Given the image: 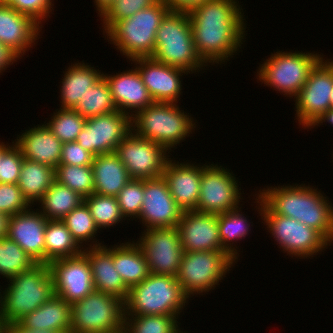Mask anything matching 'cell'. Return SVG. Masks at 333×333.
<instances>
[{"instance_id":"7bdbcfd3","label":"cell","mask_w":333,"mask_h":333,"mask_svg":"<svg viewBox=\"0 0 333 333\" xmlns=\"http://www.w3.org/2000/svg\"><path fill=\"white\" fill-rule=\"evenodd\" d=\"M144 197V180L131 179L117 194L116 198L125 219L139 218ZM129 218V219H128Z\"/></svg>"},{"instance_id":"f35d334b","label":"cell","mask_w":333,"mask_h":333,"mask_svg":"<svg viewBox=\"0 0 333 333\" xmlns=\"http://www.w3.org/2000/svg\"><path fill=\"white\" fill-rule=\"evenodd\" d=\"M95 225L100 229H109L125 221L116 197L92 194L84 198Z\"/></svg>"},{"instance_id":"d6a6232c","label":"cell","mask_w":333,"mask_h":333,"mask_svg":"<svg viewBox=\"0 0 333 333\" xmlns=\"http://www.w3.org/2000/svg\"><path fill=\"white\" fill-rule=\"evenodd\" d=\"M82 202H84V198L76 191L55 180L38 201V207L40 208L38 210L47 220H62Z\"/></svg>"},{"instance_id":"83f0119b","label":"cell","mask_w":333,"mask_h":333,"mask_svg":"<svg viewBox=\"0 0 333 333\" xmlns=\"http://www.w3.org/2000/svg\"><path fill=\"white\" fill-rule=\"evenodd\" d=\"M94 193L116 197L131 180L124 164L115 152L93 158Z\"/></svg>"},{"instance_id":"11a10c76","label":"cell","mask_w":333,"mask_h":333,"mask_svg":"<svg viewBox=\"0 0 333 333\" xmlns=\"http://www.w3.org/2000/svg\"><path fill=\"white\" fill-rule=\"evenodd\" d=\"M10 143L0 141V161L2 160L3 153L10 147Z\"/></svg>"},{"instance_id":"ee69618b","label":"cell","mask_w":333,"mask_h":333,"mask_svg":"<svg viewBox=\"0 0 333 333\" xmlns=\"http://www.w3.org/2000/svg\"><path fill=\"white\" fill-rule=\"evenodd\" d=\"M32 205L23 196L18 184L0 183V211L10 216L27 211Z\"/></svg>"},{"instance_id":"f546056e","label":"cell","mask_w":333,"mask_h":333,"mask_svg":"<svg viewBox=\"0 0 333 333\" xmlns=\"http://www.w3.org/2000/svg\"><path fill=\"white\" fill-rule=\"evenodd\" d=\"M134 241H125V243L112 246L115 270L121 275L129 289L150 275L144 253Z\"/></svg>"},{"instance_id":"7dc6e473","label":"cell","mask_w":333,"mask_h":333,"mask_svg":"<svg viewBox=\"0 0 333 333\" xmlns=\"http://www.w3.org/2000/svg\"><path fill=\"white\" fill-rule=\"evenodd\" d=\"M94 156L82 148L76 141L62 143L60 164L73 166H91Z\"/></svg>"},{"instance_id":"ac0fdd59","label":"cell","mask_w":333,"mask_h":333,"mask_svg":"<svg viewBox=\"0 0 333 333\" xmlns=\"http://www.w3.org/2000/svg\"><path fill=\"white\" fill-rule=\"evenodd\" d=\"M182 213L162 176L144 180V197L138 218L144 229L177 227Z\"/></svg>"},{"instance_id":"603a6c76","label":"cell","mask_w":333,"mask_h":333,"mask_svg":"<svg viewBox=\"0 0 333 333\" xmlns=\"http://www.w3.org/2000/svg\"><path fill=\"white\" fill-rule=\"evenodd\" d=\"M186 161L181 163L169 158L162 177L182 211H192L196 210L200 195L202 165Z\"/></svg>"},{"instance_id":"52a82bcc","label":"cell","mask_w":333,"mask_h":333,"mask_svg":"<svg viewBox=\"0 0 333 333\" xmlns=\"http://www.w3.org/2000/svg\"><path fill=\"white\" fill-rule=\"evenodd\" d=\"M7 282L8 287L3 289L1 314L5 324L18 322L55 295L48 264H36Z\"/></svg>"},{"instance_id":"94428289","label":"cell","mask_w":333,"mask_h":333,"mask_svg":"<svg viewBox=\"0 0 333 333\" xmlns=\"http://www.w3.org/2000/svg\"><path fill=\"white\" fill-rule=\"evenodd\" d=\"M330 108H333V88H332V93L330 95Z\"/></svg>"},{"instance_id":"c3c4849f","label":"cell","mask_w":333,"mask_h":333,"mask_svg":"<svg viewBox=\"0 0 333 333\" xmlns=\"http://www.w3.org/2000/svg\"><path fill=\"white\" fill-rule=\"evenodd\" d=\"M170 11L189 13L195 7L211 0H163Z\"/></svg>"},{"instance_id":"2e32d148","label":"cell","mask_w":333,"mask_h":333,"mask_svg":"<svg viewBox=\"0 0 333 333\" xmlns=\"http://www.w3.org/2000/svg\"><path fill=\"white\" fill-rule=\"evenodd\" d=\"M132 132V117L119 110L87 118L76 142L94 157L116 151L118 144Z\"/></svg>"},{"instance_id":"680465c9","label":"cell","mask_w":333,"mask_h":333,"mask_svg":"<svg viewBox=\"0 0 333 333\" xmlns=\"http://www.w3.org/2000/svg\"><path fill=\"white\" fill-rule=\"evenodd\" d=\"M3 289L2 287H0ZM0 289V316L2 314V298H3V291Z\"/></svg>"},{"instance_id":"5b68a950","label":"cell","mask_w":333,"mask_h":333,"mask_svg":"<svg viewBox=\"0 0 333 333\" xmlns=\"http://www.w3.org/2000/svg\"><path fill=\"white\" fill-rule=\"evenodd\" d=\"M169 12L165 2L160 0L132 17L115 23L105 33V39L107 38L129 63L136 58L151 57L155 49L156 32Z\"/></svg>"},{"instance_id":"4dcf8cb0","label":"cell","mask_w":333,"mask_h":333,"mask_svg":"<svg viewBox=\"0 0 333 333\" xmlns=\"http://www.w3.org/2000/svg\"><path fill=\"white\" fill-rule=\"evenodd\" d=\"M54 181L55 169L31 160H23L17 184L31 205L37 204Z\"/></svg>"},{"instance_id":"9c48e42d","label":"cell","mask_w":333,"mask_h":333,"mask_svg":"<svg viewBox=\"0 0 333 333\" xmlns=\"http://www.w3.org/2000/svg\"><path fill=\"white\" fill-rule=\"evenodd\" d=\"M256 210L266 230L279 245L283 253L291 258L309 259L324 252L331 244L315 229L296 219L273 214L258 194H255ZM258 205V206H257Z\"/></svg>"},{"instance_id":"484cf974","label":"cell","mask_w":333,"mask_h":333,"mask_svg":"<svg viewBox=\"0 0 333 333\" xmlns=\"http://www.w3.org/2000/svg\"><path fill=\"white\" fill-rule=\"evenodd\" d=\"M110 246L105 244L97 247H86L83 249V254L91 266L95 291L111 294L125 301L129 288L115 270L112 245Z\"/></svg>"},{"instance_id":"681fc988","label":"cell","mask_w":333,"mask_h":333,"mask_svg":"<svg viewBox=\"0 0 333 333\" xmlns=\"http://www.w3.org/2000/svg\"><path fill=\"white\" fill-rule=\"evenodd\" d=\"M18 60L19 58L11 50L0 43V75Z\"/></svg>"},{"instance_id":"d590c367","label":"cell","mask_w":333,"mask_h":333,"mask_svg":"<svg viewBox=\"0 0 333 333\" xmlns=\"http://www.w3.org/2000/svg\"><path fill=\"white\" fill-rule=\"evenodd\" d=\"M74 110L86 119L117 111L110 86L104 77L89 89Z\"/></svg>"},{"instance_id":"74e56055","label":"cell","mask_w":333,"mask_h":333,"mask_svg":"<svg viewBox=\"0 0 333 333\" xmlns=\"http://www.w3.org/2000/svg\"><path fill=\"white\" fill-rule=\"evenodd\" d=\"M179 322L167 315H125L124 328L127 333H184Z\"/></svg>"},{"instance_id":"9a60e30c","label":"cell","mask_w":333,"mask_h":333,"mask_svg":"<svg viewBox=\"0 0 333 333\" xmlns=\"http://www.w3.org/2000/svg\"><path fill=\"white\" fill-rule=\"evenodd\" d=\"M160 144L138 137L133 131L117 146L115 153L131 179L160 177L171 153ZM170 154V155H169Z\"/></svg>"},{"instance_id":"d4e9b609","label":"cell","mask_w":333,"mask_h":333,"mask_svg":"<svg viewBox=\"0 0 333 333\" xmlns=\"http://www.w3.org/2000/svg\"><path fill=\"white\" fill-rule=\"evenodd\" d=\"M13 140L22 157L55 169L60 164L62 142L45 123L25 129Z\"/></svg>"},{"instance_id":"ba28073f","label":"cell","mask_w":333,"mask_h":333,"mask_svg":"<svg viewBox=\"0 0 333 333\" xmlns=\"http://www.w3.org/2000/svg\"><path fill=\"white\" fill-rule=\"evenodd\" d=\"M325 55L314 52L277 51L260 64L257 81L290 99L298 95L311 70Z\"/></svg>"},{"instance_id":"7a4b0ae2","label":"cell","mask_w":333,"mask_h":333,"mask_svg":"<svg viewBox=\"0 0 333 333\" xmlns=\"http://www.w3.org/2000/svg\"><path fill=\"white\" fill-rule=\"evenodd\" d=\"M264 186L257 193L273 213L296 219L333 243V204L318 188L304 183ZM325 195V196H324Z\"/></svg>"},{"instance_id":"d6986e66","label":"cell","mask_w":333,"mask_h":333,"mask_svg":"<svg viewBox=\"0 0 333 333\" xmlns=\"http://www.w3.org/2000/svg\"><path fill=\"white\" fill-rule=\"evenodd\" d=\"M154 102L178 103L182 95V77L190 73L163 64L152 57L131 60ZM179 99V100H178Z\"/></svg>"},{"instance_id":"f1b7e54d","label":"cell","mask_w":333,"mask_h":333,"mask_svg":"<svg viewBox=\"0 0 333 333\" xmlns=\"http://www.w3.org/2000/svg\"><path fill=\"white\" fill-rule=\"evenodd\" d=\"M18 323L32 330H55L71 333V304L54 295Z\"/></svg>"},{"instance_id":"4fadbf2b","label":"cell","mask_w":333,"mask_h":333,"mask_svg":"<svg viewBox=\"0 0 333 333\" xmlns=\"http://www.w3.org/2000/svg\"><path fill=\"white\" fill-rule=\"evenodd\" d=\"M230 169L222 165H202L200 195L196 210L201 213L222 214L240 207L243 202L240 183Z\"/></svg>"},{"instance_id":"cb8c5ba5","label":"cell","mask_w":333,"mask_h":333,"mask_svg":"<svg viewBox=\"0 0 333 333\" xmlns=\"http://www.w3.org/2000/svg\"><path fill=\"white\" fill-rule=\"evenodd\" d=\"M103 77L110 86L114 104L120 112L133 117L139 110L154 103L135 67L116 72V75L103 72Z\"/></svg>"},{"instance_id":"5bb4252c","label":"cell","mask_w":333,"mask_h":333,"mask_svg":"<svg viewBox=\"0 0 333 333\" xmlns=\"http://www.w3.org/2000/svg\"><path fill=\"white\" fill-rule=\"evenodd\" d=\"M141 235L136 243L144 253L150 273L176 277L184 252L177 228H149Z\"/></svg>"},{"instance_id":"1f68e13d","label":"cell","mask_w":333,"mask_h":333,"mask_svg":"<svg viewBox=\"0 0 333 333\" xmlns=\"http://www.w3.org/2000/svg\"><path fill=\"white\" fill-rule=\"evenodd\" d=\"M44 236L45 264L83 253L84 248L76 242L62 220H48Z\"/></svg>"},{"instance_id":"60d3db41","label":"cell","mask_w":333,"mask_h":333,"mask_svg":"<svg viewBox=\"0 0 333 333\" xmlns=\"http://www.w3.org/2000/svg\"><path fill=\"white\" fill-rule=\"evenodd\" d=\"M45 125L62 142H74L82 131L86 118L74 109H55Z\"/></svg>"},{"instance_id":"f5cc1de1","label":"cell","mask_w":333,"mask_h":333,"mask_svg":"<svg viewBox=\"0 0 333 333\" xmlns=\"http://www.w3.org/2000/svg\"><path fill=\"white\" fill-rule=\"evenodd\" d=\"M115 0H93L98 16L101 17L107 10L108 8L113 4Z\"/></svg>"},{"instance_id":"30bf717a","label":"cell","mask_w":333,"mask_h":333,"mask_svg":"<svg viewBox=\"0 0 333 333\" xmlns=\"http://www.w3.org/2000/svg\"><path fill=\"white\" fill-rule=\"evenodd\" d=\"M236 263L224 250L183 252L176 279L188 298L208 294Z\"/></svg>"},{"instance_id":"91938a15","label":"cell","mask_w":333,"mask_h":333,"mask_svg":"<svg viewBox=\"0 0 333 333\" xmlns=\"http://www.w3.org/2000/svg\"><path fill=\"white\" fill-rule=\"evenodd\" d=\"M109 333H127L126 329L123 327L120 330H116L114 332H109Z\"/></svg>"},{"instance_id":"816d5d0a","label":"cell","mask_w":333,"mask_h":333,"mask_svg":"<svg viewBox=\"0 0 333 333\" xmlns=\"http://www.w3.org/2000/svg\"><path fill=\"white\" fill-rule=\"evenodd\" d=\"M10 217L9 214L0 211V239L7 237Z\"/></svg>"},{"instance_id":"277c9868","label":"cell","mask_w":333,"mask_h":333,"mask_svg":"<svg viewBox=\"0 0 333 333\" xmlns=\"http://www.w3.org/2000/svg\"><path fill=\"white\" fill-rule=\"evenodd\" d=\"M151 57L190 74L206 70L207 65L196 51L188 13L170 11L164 17L156 32Z\"/></svg>"},{"instance_id":"7c38bea8","label":"cell","mask_w":333,"mask_h":333,"mask_svg":"<svg viewBox=\"0 0 333 333\" xmlns=\"http://www.w3.org/2000/svg\"><path fill=\"white\" fill-rule=\"evenodd\" d=\"M333 59V58H331ZM322 58L311 70L295 99L299 127L310 129L329 109L333 88V60Z\"/></svg>"},{"instance_id":"e0dca14e","label":"cell","mask_w":333,"mask_h":333,"mask_svg":"<svg viewBox=\"0 0 333 333\" xmlns=\"http://www.w3.org/2000/svg\"><path fill=\"white\" fill-rule=\"evenodd\" d=\"M48 265L55 295L69 304L72 305L95 291L91 266L83 253L51 261Z\"/></svg>"},{"instance_id":"7402d4cb","label":"cell","mask_w":333,"mask_h":333,"mask_svg":"<svg viewBox=\"0 0 333 333\" xmlns=\"http://www.w3.org/2000/svg\"><path fill=\"white\" fill-rule=\"evenodd\" d=\"M33 208V209H32ZM34 206L12 215L7 237L15 241L37 264H45V230L48 220Z\"/></svg>"},{"instance_id":"f907efd6","label":"cell","mask_w":333,"mask_h":333,"mask_svg":"<svg viewBox=\"0 0 333 333\" xmlns=\"http://www.w3.org/2000/svg\"><path fill=\"white\" fill-rule=\"evenodd\" d=\"M5 333H63L55 330H32L24 328L18 322L5 324Z\"/></svg>"},{"instance_id":"e575fe53","label":"cell","mask_w":333,"mask_h":333,"mask_svg":"<svg viewBox=\"0 0 333 333\" xmlns=\"http://www.w3.org/2000/svg\"><path fill=\"white\" fill-rule=\"evenodd\" d=\"M62 221L82 248H86V245L88 247L104 245L96 238V234L100 233L99 228L95 225L94 219L85 202H82L79 206L70 211Z\"/></svg>"},{"instance_id":"836d02e7","label":"cell","mask_w":333,"mask_h":333,"mask_svg":"<svg viewBox=\"0 0 333 333\" xmlns=\"http://www.w3.org/2000/svg\"><path fill=\"white\" fill-rule=\"evenodd\" d=\"M242 206L218 214V231L221 239L222 250L226 251L237 262L239 258V248L236 247L237 241L245 239L250 233V225L247 216H244L241 210ZM235 242V243H234ZM236 247V248H235ZM238 248V249H237Z\"/></svg>"},{"instance_id":"8fae6325","label":"cell","mask_w":333,"mask_h":333,"mask_svg":"<svg viewBox=\"0 0 333 333\" xmlns=\"http://www.w3.org/2000/svg\"><path fill=\"white\" fill-rule=\"evenodd\" d=\"M124 300L94 291L71 305V333H109L124 327Z\"/></svg>"},{"instance_id":"6f0895ef","label":"cell","mask_w":333,"mask_h":333,"mask_svg":"<svg viewBox=\"0 0 333 333\" xmlns=\"http://www.w3.org/2000/svg\"><path fill=\"white\" fill-rule=\"evenodd\" d=\"M14 0H0V5H11Z\"/></svg>"},{"instance_id":"9f6ffc18","label":"cell","mask_w":333,"mask_h":333,"mask_svg":"<svg viewBox=\"0 0 333 333\" xmlns=\"http://www.w3.org/2000/svg\"><path fill=\"white\" fill-rule=\"evenodd\" d=\"M0 333H5V323L0 316Z\"/></svg>"},{"instance_id":"bcb514c9","label":"cell","mask_w":333,"mask_h":333,"mask_svg":"<svg viewBox=\"0 0 333 333\" xmlns=\"http://www.w3.org/2000/svg\"><path fill=\"white\" fill-rule=\"evenodd\" d=\"M52 3L54 0H14L10 6L20 13L31 16L43 27V22L50 18L49 14L54 10Z\"/></svg>"},{"instance_id":"8d00e7d4","label":"cell","mask_w":333,"mask_h":333,"mask_svg":"<svg viewBox=\"0 0 333 333\" xmlns=\"http://www.w3.org/2000/svg\"><path fill=\"white\" fill-rule=\"evenodd\" d=\"M36 264L15 241L8 237L0 239V275L3 278L9 280L32 269Z\"/></svg>"},{"instance_id":"8992f818","label":"cell","mask_w":333,"mask_h":333,"mask_svg":"<svg viewBox=\"0 0 333 333\" xmlns=\"http://www.w3.org/2000/svg\"><path fill=\"white\" fill-rule=\"evenodd\" d=\"M189 300L175 276L150 273L129 289L124 301L125 315L179 317Z\"/></svg>"},{"instance_id":"ffe728a7","label":"cell","mask_w":333,"mask_h":333,"mask_svg":"<svg viewBox=\"0 0 333 333\" xmlns=\"http://www.w3.org/2000/svg\"><path fill=\"white\" fill-rule=\"evenodd\" d=\"M176 228L184 252L222 250L218 214L183 211Z\"/></svg>"},{"instance_id":"db71d44e","label":"cell","mask_w":333,"mask_h":333,"mask_svg":"<svg viewBox=\"0 0 333 333\" xmlns=\"http://www.w3.org/2000/svg\"><path fill=\"white\" fill-rule=\"evenodd\" d=\"M323 122H328L333 126V108H330L311 128H315L316 126L323 125Z\"/></svg>"},{"instance_id":"44dd1931","label":"cell","mask_w":333,"mask_h":333,"mask_svg":"<svg viewBox=\"0 0 333 333\" xmlns=\"http://www.w3.org/2000/svg\"><path fill=\"white\" fill-rule=\"evenodd\" d=\"M40 32L42 26L31 16L16 11L10 5H0V43L19 59L33 48L35 42L38 43Z\"/></svg>"},{"instance_id":"4316f807","label":"cell","mask_w":333,"mask_h":333,"mask_svg":"<svg viewBox=\"0 0 333 333\" xmlns=\"http://www.w3.org/2000/svg\"><path fill=\"white\" fill-rule=\"evenodd\" d=\"M84 60L67 66L60 81V108L74 109L84 95L103 77V72Z\"/></svg>"},{"instance_id":"6da1fadb","label":"cell","mask_w":333,"mask_h":333,"mask_svg":"<svg viewBox=\"0 0 333 333\" xmlns=\"http://www.w3.org/2000/svg\"><path fill=\"white\" fill-rule=\"evenodd\" d=\"M188 14L196 51L207 67L227 64L240 52L247 21L239 0H211Z\"/></svg>"},{"instance_id":"b9f144b4","label":"cell","mask_w":333,"mask_h":333,"mask_svg":"<svg viewBox=\"0 0 333 333\" xmlns=\"http://www.w3.org/2000/svg\"><path fill=\"white\" fill-rule=\"evenodd\" d=\"M160 0H115L100 17L103 35L118 21L132 17L140 10L157 4Z\"/></svg>"},{"instance_id":"3957f363","label":"cell","mask_w":333,"mask_h":333,"mask_svg":"<svg viewBox=\"0 0 333 333\" xmlns=\"http://www.w3.org/2000/svg\"><path fill=\"white\" fill-rule=\"evenodd\" d=\"M180 109L177 103L154 102L132 117V131L138 137L162 145L170 153L198 127L197 120Z\"/></svg>"},{"instance_id":"ab89813d","label":"cell","mask_w":333,"mask_h":333,"mask_svg":"<svg viewBox=\"0 0 333 333\" xmlns=\"http://www.w3.org/2000/svg\"><path fill=\"white\" fill-rule=\"evenodd\" d=\"M55 180L86 198L94 194V176L91 166L59 164L55 168Z\"/></svg>"},{"instance_id":"f6af8a7d","label":"cell","mask_w":333,"mask_h":333,"mask_svg":"<svg viewBox=\"0 0 333 333\" xmlns=\"http://www.w3.org/2000/svg\"><path fill=\"white\" fill-rule=\"evenodd\" d=\"M23 160L20 149L12 141L0 161V183L17 184Z\"/></svg>"}]
</instances>
